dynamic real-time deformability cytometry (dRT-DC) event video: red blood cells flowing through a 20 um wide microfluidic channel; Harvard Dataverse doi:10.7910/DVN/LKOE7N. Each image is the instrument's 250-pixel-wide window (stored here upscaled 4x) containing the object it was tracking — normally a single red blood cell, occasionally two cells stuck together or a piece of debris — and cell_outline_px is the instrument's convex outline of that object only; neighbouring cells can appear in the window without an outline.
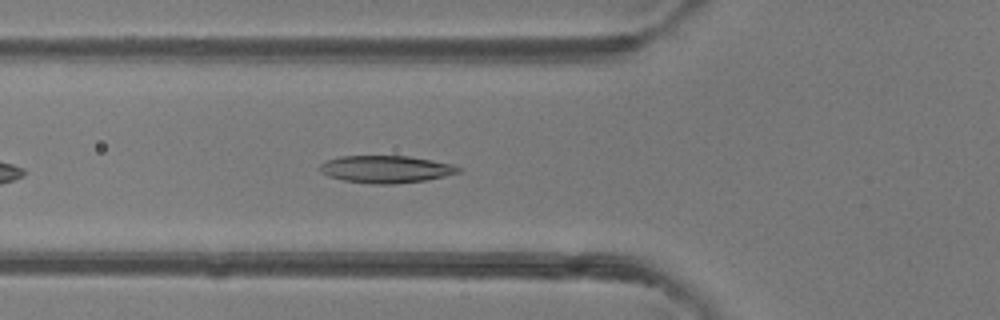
{"species": "common noctule bat (a hibernating species)", "species_latin": "Nyctalus noctula", "temperature_condition": "room temperature", "stored_images_in_passage": 24, "camera_frame_rate_fps": 3000, "um_per_image_px": 0.085, "animal": {"sex": "female"}, "frame": {"image": 1, "passage_image": 6, "time_ms": 1.667, "image_size_px": [1000, 320], "cell_outline_px": [[460, 172], [444, 176], [424, 180], [392, 184], [372, 184], [344, 180], [328, 176], [320, 172], [320, 164], [328, 160], [340, 156], [408, 156], [432, 160], [452, 164], [460, 168]], "centroid_in_image_um": [32.78, 14.38], "position_along_channel_um": 93.0, "area_um2": 21.85}}
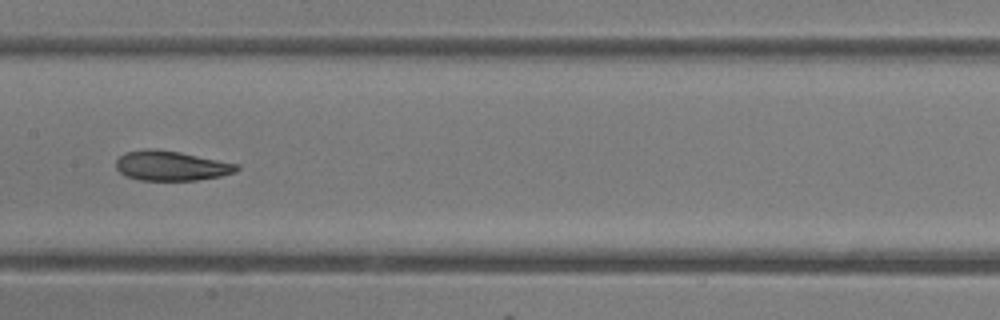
{"frame": {"image": 2, "passage_image": 13, "time_ms": 4.0, "image_size_px": [1000, 320], "cell_outline_px": [[240, 168], [236, 172], [220, 176], [196, 180], [140, 180], [124, 176], [116, 168], [116, 160], [124, 152], [144, 148], [148, 148], [180, 152], [240, 164]], "centroid_in_image_um": [14.54, 14.08], "position_along_channel_um": 192.9, "area_um2": 21.1}}
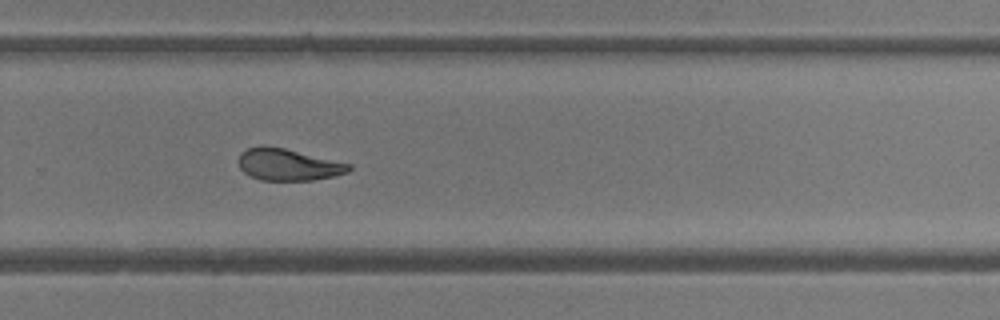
{"frame": {"image": 3, "passage_image": 21, "time_ms": 6.667, "image_size_px": [1000, 320], "cell_outline_px": [[352, 168], [348, 172], [336, 176], [312, 180], [260, 180], [244, 172], [240, 168], [240, 152], [248, 148], [260, 144], [264, 144], [284, 148], [352, 164]], "centroid_in_image_um": [24.51, 13.98], "position_along_channel_um": 305.3, "area_um2": 20.52}}